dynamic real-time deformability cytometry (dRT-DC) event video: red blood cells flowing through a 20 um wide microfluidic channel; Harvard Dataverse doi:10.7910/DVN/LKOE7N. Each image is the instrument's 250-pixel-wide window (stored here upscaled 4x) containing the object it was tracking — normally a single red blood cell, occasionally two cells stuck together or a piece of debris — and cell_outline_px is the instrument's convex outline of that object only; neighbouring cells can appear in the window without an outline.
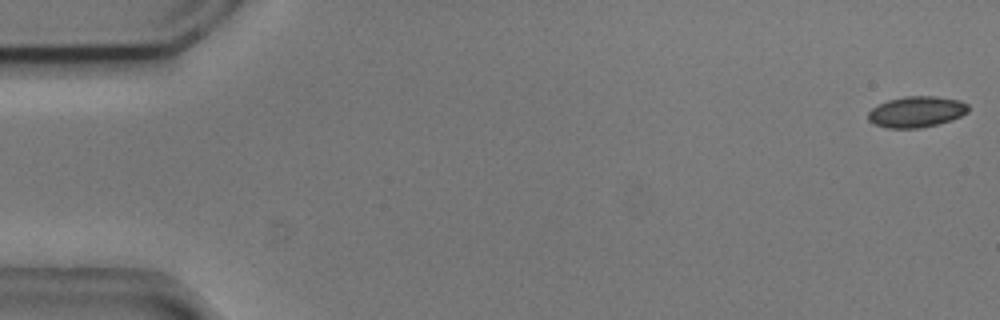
{"species": "common noctule bat (a hibernating species)", "species_latin": "Nyctalus noctula", "temperature_condition": "cold", "stored_images_in_passage": 54, "camera_frame_rate_fps": 3000, "um_per_image_px": 0.085, "animal": {"sex": "male", "body_mass_g": 20.5, "forearm_length_mm": 52.5}, "frame": {"image": 1, "passage_image": 1, "time_ms": 0.0, "image_size_px": [1000, 320], "cell_outline_px": [[968, 112], [952, 120], [920, 128], [888, 128], [876, 124], [868, 120], [868, 112], [872, 108], [888, 100], [904, 96], [936, 96], [960, 100], [968, 104]], "centroid_in_image_um": [77.91, 9.49], "position_along_channel_um": 7.1, "area_um2": 18.03}}
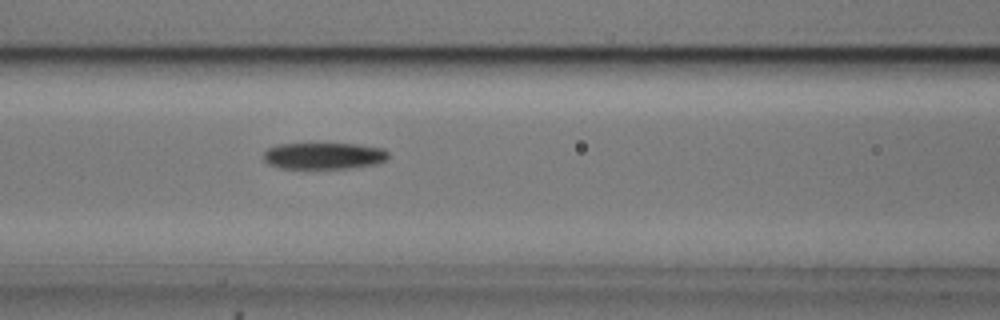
{"frame": {"image": 2, "passage_image": 23, "time_ms": 7.333, "image_size_px": [1000, 320], "cell_outline_px": [[388, 160], [376, 164], [348, 168], [276, 168], [268, 164], [264, 160], [264, 152], [268, 148], [276, 144], [360, 144], [384, 148], [388, 152]], "centroid_in_image_um": [27.54, 13.24], "position_along_channel_um": 139.1, "area_um2": 19.48}}
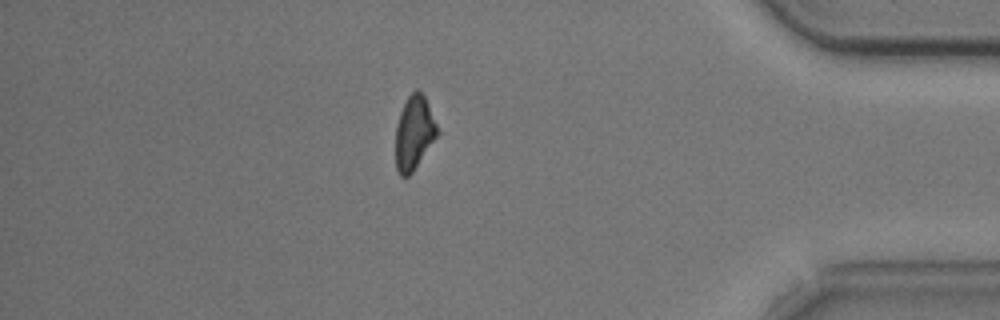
{"frame": {"image": 3, "passage_image": 47, "time_ms": 15.333, "image_size_px": [1000, 320], "cell_outline_px": [[440, 132], [412, 172], [408, 176], [400, 176], [396, 168], [396, 124], [400, 112], [408, 96], [416, 88], [424, 96]], "centroid_in_image_um": [35.19, 11.29], "position_along_channel_um": 400.0, "area_um2": 17.69}, "authors_computed_cell_mechanics": {"area_um2": 19.4497, "velocity_mm_per_s": 3.7264, "shape_relaxation_time_tau1_ms": 4.2456, "shape_relaxation_time_tau2_ms": null, "deformation_change_tau1": 0.1212, "deformation_change_tau2": null}}